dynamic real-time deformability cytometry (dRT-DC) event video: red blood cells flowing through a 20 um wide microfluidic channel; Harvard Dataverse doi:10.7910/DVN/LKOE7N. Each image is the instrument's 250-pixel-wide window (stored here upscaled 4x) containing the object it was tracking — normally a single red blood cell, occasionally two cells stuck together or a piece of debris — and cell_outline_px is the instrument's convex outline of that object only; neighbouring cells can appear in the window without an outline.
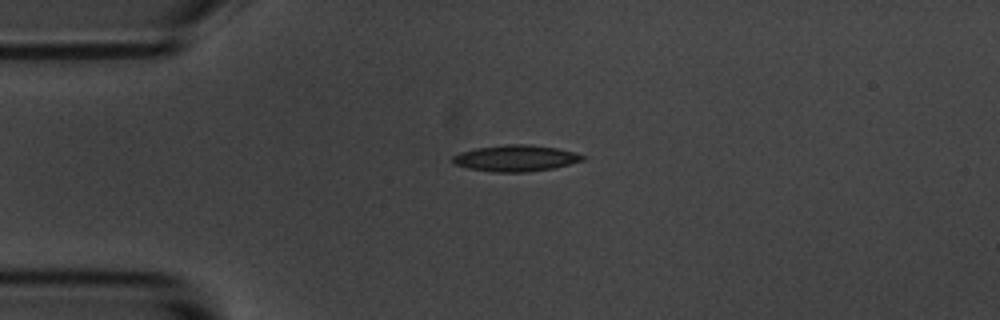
{"species": "common noctule bat (a hibernating species)", "species_latin": "Nyctalus noctula", "temperature_condition": "room temperature", "stored_images_in_passage": 2, "camera_frame_rate_fps": 3000, "um_per_image_px": 0.085, "animal": {"sex": "male", "body_mass_g": 20.1, "forearm_length_mm": 53.5}, "frame": {"image": 1, "passage_image": 1, "time_ms": 0.0, "image_size_px": [1000, 320], "cell_outline_px": [[584, 160], [556, 168], [524, 172], [496, 172], [468, 168], [452, 164], [452, 156], [460, 152], [476, 148], [504, 144], [528, 144], [556, 148], [576, 152], [584, 156]], "centroid_in_image_um": [43.82, 13.44], "position_along_channel_um": 41.2, "area_um2": 20.0}}